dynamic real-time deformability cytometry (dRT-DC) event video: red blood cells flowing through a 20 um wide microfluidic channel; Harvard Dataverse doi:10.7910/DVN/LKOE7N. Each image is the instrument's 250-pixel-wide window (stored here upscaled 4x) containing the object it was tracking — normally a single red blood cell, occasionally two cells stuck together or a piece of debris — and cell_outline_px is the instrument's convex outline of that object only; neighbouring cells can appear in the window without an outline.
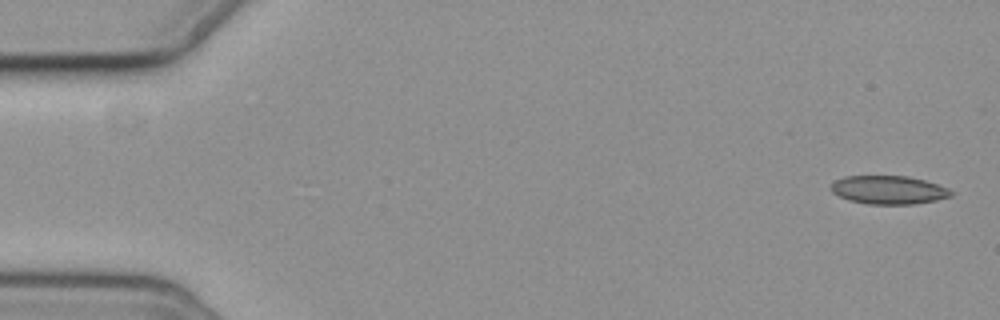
{"species": "common noctule bat (a hibernating species)", "species_latin": "Nyctalus noctula", "temperature_condition": "cold", "stored_images_in_passage": 6, "segment_of_instrument_passage": [1, 2], "camera_frame_rate_fps": 3000, "um_per_image_px": 0.085, "animal": {"sex": "female", "body_mass_g": 19.3, "forearm_length_mm": 54.1}, "frame": {"image": 1, "passage_image": 1, "time_ms": 0.0, "image_size_px": [1000, 320], "cell_outline_px": [[952, 196], [936, 200], [912, 204], [868, 204], [848, 200], [832, 192], [832, 184], [836, 180], [844, 176], [908, 176], [924, 180], [948, 188], [952, 192]], "centroid_in_image_um": [75.53, 16.14], "position_along_channel_um": 9.5, "area_um2": 19.71}}